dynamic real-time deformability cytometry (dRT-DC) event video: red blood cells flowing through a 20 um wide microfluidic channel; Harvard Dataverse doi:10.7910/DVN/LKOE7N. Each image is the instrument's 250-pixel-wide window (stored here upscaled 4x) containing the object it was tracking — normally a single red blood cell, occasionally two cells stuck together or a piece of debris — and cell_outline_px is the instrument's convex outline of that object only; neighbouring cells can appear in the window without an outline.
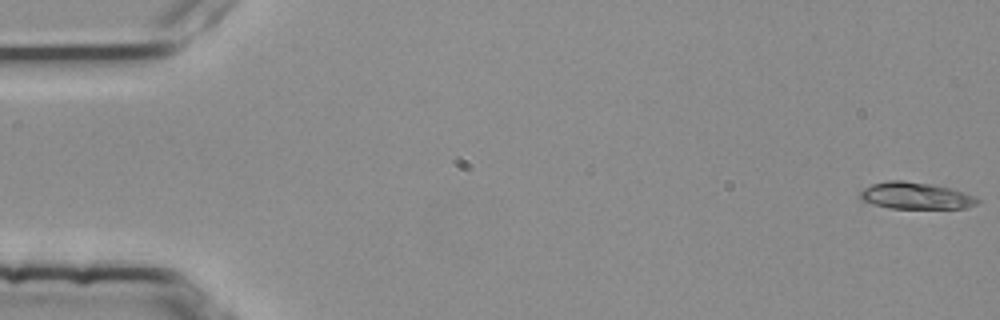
{"species": "common noctule bat (a hibernating species)", "species_latin": "Nyctalus noctula", "temperature_condition": "room temperature", "stored_images_in_passage": 5, "camera_frame_rate_fps": 3000, "um_per_image_px": 0.085, "animal": {"sex": "female", "body_mass_g": 25.1}, "frame": {"image": 1, "passage_image": 1, "time_ms": 0.0, "image_size_px": [1000, 320], "cell_outline_px": [[980, 200], [976, 204], [968, 208], [892, 208], [876, 204], [864, 200], [860, 196], [860, 192], [864, 188], [872, 184], [888, 180], [904, 180], [932, 184], [952, 188], [976, 196]], "centroid_in_image_um": [77.9, 16.62], "position_along_channel_um": 7.1, "area_um2": 18.21}}
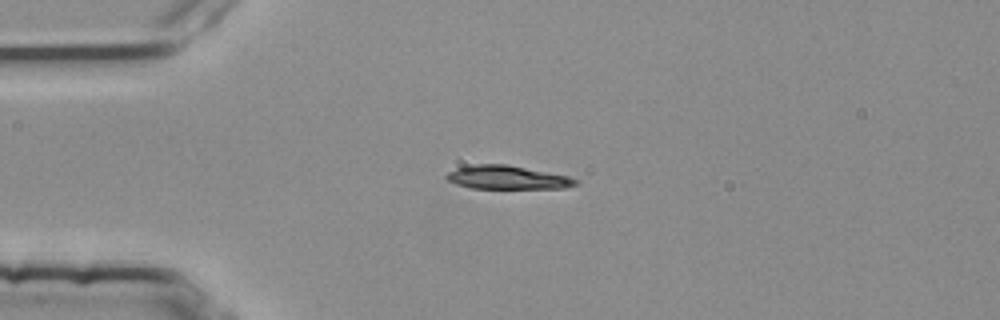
{"frame": {"image": 2, "passage_image": 3, "time_ms": 0.667, "image_size_px": [1000, 320], "cell_outline_px": [[580, 184], [564, 188], [472, 188], [456, 184], [448, 180], [444, 176], [448, 172], [456, 168], [476, 164], [504, 164], [568, 176], [580, 180]], "centroid_in_image_um": [43.13, 15.09], "position_along_channel_um": 41.9, "area_um2": 17.57}}
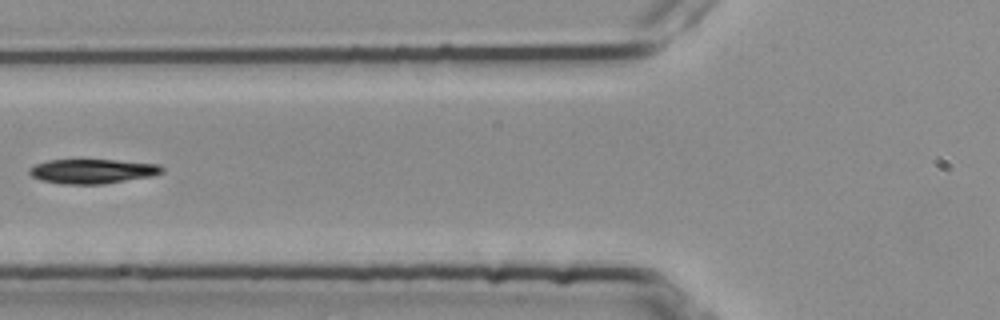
{"frame": {"image": 3, "passage_image": 5, "time_ms": 1.333, "image_size_px": [1000, 320], "cell_outline_px": [[164, 172], [152, 176], [104, 184], [60, 184], [40, 180], [32, 176], [28, 172], [28, 168], [36, 164], [48, 160], [116, 160], [160, 164], [164, 168]], "centroid_in_image_um": [7.87, 14.56], "position_along_channel_um": 117.9, "area_um2": 19.07}}